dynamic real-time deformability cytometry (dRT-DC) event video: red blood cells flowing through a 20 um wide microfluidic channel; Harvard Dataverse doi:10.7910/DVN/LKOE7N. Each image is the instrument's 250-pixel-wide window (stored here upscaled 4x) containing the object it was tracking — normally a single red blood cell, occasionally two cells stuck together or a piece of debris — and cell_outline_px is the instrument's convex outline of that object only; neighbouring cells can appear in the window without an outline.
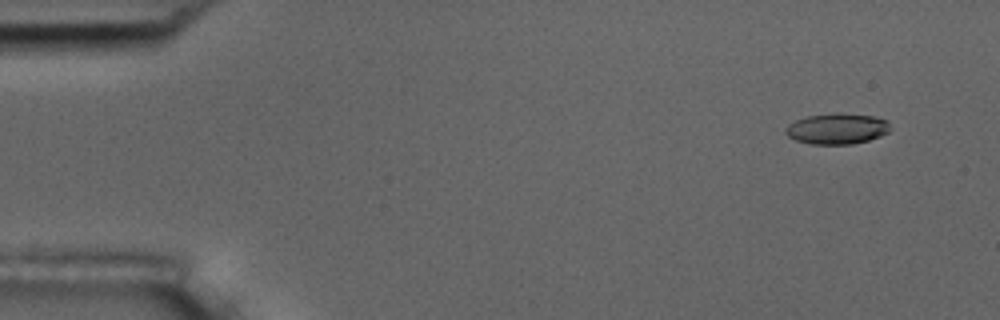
{"species": "common noctule bat (a hibernating species)", "species_latin": "Nyctalus noctula", "temperature_condition": "room temperature", "stored_images_in_passage": 54, "camera_frame_rate_fps": 3000, "um_per_image_px": 0.085, "animal": {"sex": "male", "body_mass_g": 17.5, "forearm_length_mm": 52.3}, "frame": {"image": 1, "passage_image": 4, "time_ms": 1.0, "image_size_px": [1000, 320], "cell_outline_px": [[892, 128], [888, 132], [880, 136], [868, 140], [852, 144], [812, 144], [796, 140], [788, 136], [784, 132], [784, 128], [788, 124], [796, 120], [808, 116], [832, 112], [840, 112], [872, 116], [888, 120]], "centroid_in_image_um": [71.15, 10.92], "position_along_channel_um": 13.8, "area_um2": 19.02}}
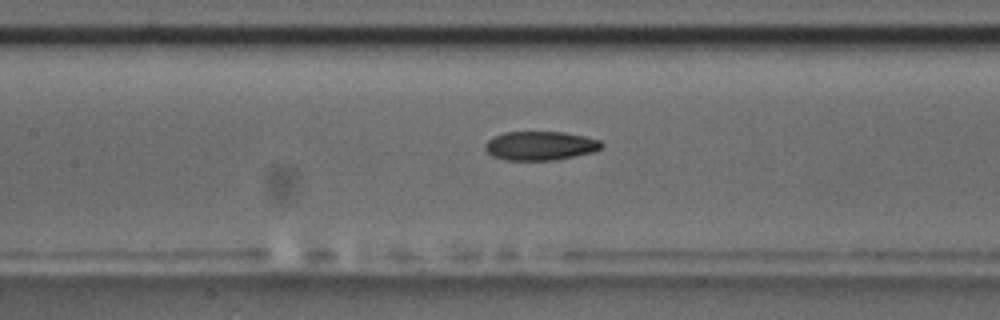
{"frame": {"image": 2, "passage_image": 25, "time_ms": 8.0, "image_size_px": [1000, 320], "cell_outline_px": [[604, 144], [600, 148], [592, 152], [556, 160], [504, 160], [492, 156], [484, 148], [484, 144], [492, 136], [504, 132], [564, 132], [584, 136], [600, 140]], "centroid_in_image_um": [45.88, 12.38], "position_along_channel_um": 161.5, "area_um2": 19.71}}
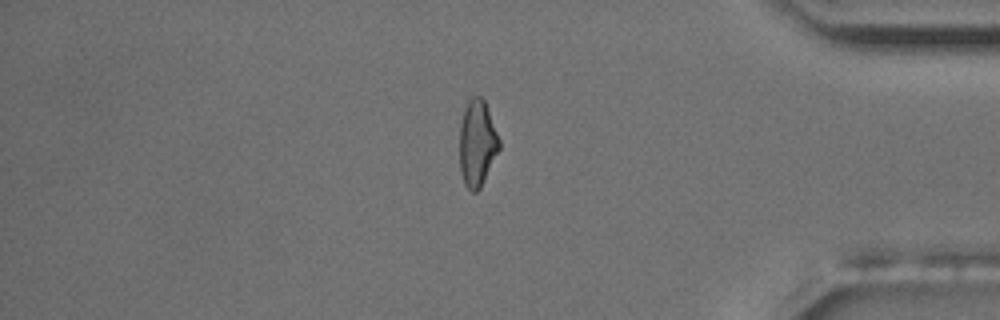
{"frame": {"image": 3, "passage_image": 46, "time_ms": 15.0, "image_size_px": [1000, 320], "cell_outline_px": [[500, 148], [480, 188], [476, 192], [472, 192], [464, 184], [460, 172], [460, 124], [464, 108], [468, 100], [472, 96], [480, 96], [484, 100], [488, 108], [500, 140]], "centroid_in_image_um": [40.55, 12.16], "position_along_channel_um": 394.6, "area_um2": 20.0}, "authors_computed_cell_mechanics": {"area_um2": 19.9988, "velocity_mm_per_s": 3.7309, "shape_relaxation_time_tau1_ms": 5.4279, "shape_relaxation_time_tau2_ms": 3.5913, "deformation_change_tau1": 0.1943, "deformation_change_tau2": 0.1061}}